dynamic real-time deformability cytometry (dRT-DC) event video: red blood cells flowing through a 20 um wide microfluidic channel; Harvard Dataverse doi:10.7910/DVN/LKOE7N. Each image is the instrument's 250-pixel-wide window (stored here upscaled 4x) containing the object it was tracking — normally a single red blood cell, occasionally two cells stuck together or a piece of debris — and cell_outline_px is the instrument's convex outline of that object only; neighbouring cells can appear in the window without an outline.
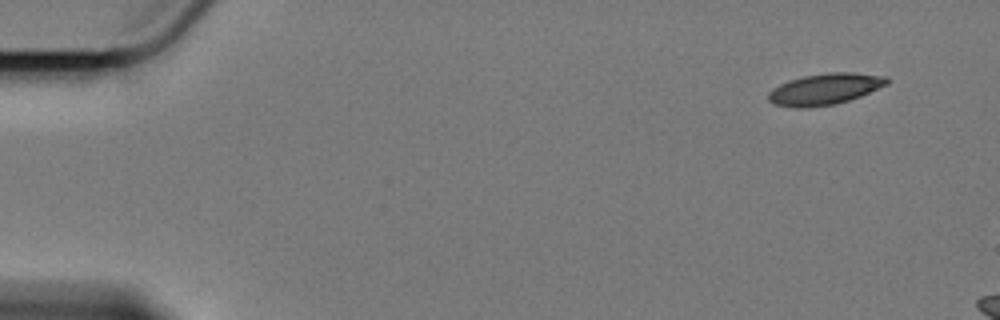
{"species": "Egyptian fruit bat (a non-hibernating species)", "species_latin": "Rousettus aegyptiacus", "temperature_condition": "cold", "stored_images_in_passage": 9, "camera_frame_rate_fps": 3000, "um_per_image_px": 0.085, "animal": {"sex": "female"}, "frame": {"image": 1, "passage_image": 1, "time_ms": 0.0, "image_size_px": [1000, 320], "cell_outline_px": [[888, 84], [860, 96], [848, 100], [832, 104], [776, 104], [768, 100], [768, 92], [772, 88], [788, 80], [804, 76], [828, 72], [852, 72], [888, 76]], "centroid_in_image_um": [70.19, 7.49], "position_along_channel_um": 14.8, "area_um2": 20.58}}